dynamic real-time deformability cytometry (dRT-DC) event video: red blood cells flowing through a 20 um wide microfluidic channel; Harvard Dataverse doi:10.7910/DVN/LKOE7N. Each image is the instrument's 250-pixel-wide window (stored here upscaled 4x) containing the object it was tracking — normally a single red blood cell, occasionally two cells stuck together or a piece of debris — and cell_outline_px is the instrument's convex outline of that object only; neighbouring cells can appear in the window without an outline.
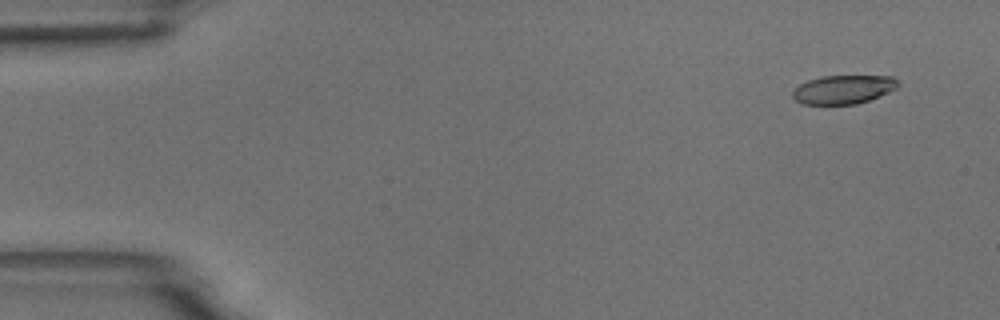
{"species": "common noctule bat (a hibernating species)", "species_latin": "Nyctalus noctula", "temperature_condition": "room temperature", "stored_images_in_passage": 7, "camera_frame_rate_fps": 3000, "um_per_image_px": 0.085, "animal": {"sex": "male", "body_mass_g": 18.8}, "frame": {"image": 1, "passage_image": 2, "time_ms": 0.333, "image_size_px": [1000, 320], "cell_outline_px": [[900, 84], [896, 88], [880, 96], [856, 104], [804, 104], [796, 100], [792, 96], [792, 92], [800, 84], [808, 80], [820, 76], [892, 76]], "centroid_in_image_um": [71.69, 7.6], "position_along_channel_um": 13.3, "area_um2": 17.51}}
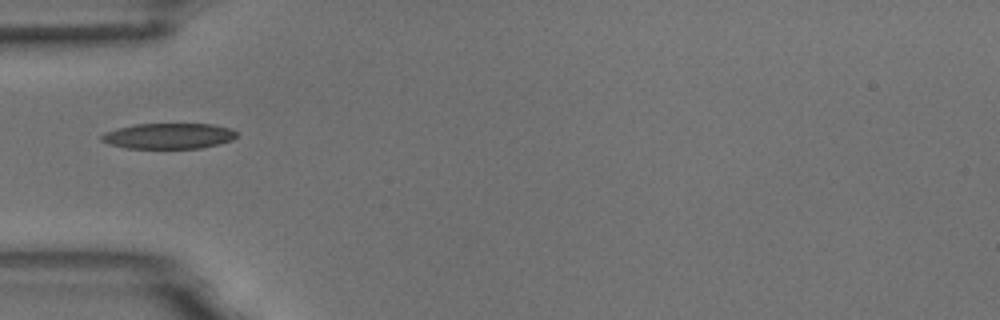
{"frame": {"image": 2, "passage_image": 6, "time_ms": 1.667, "image_size_px": [1000, 320], "cell_outline_px": [[236, 136], [232, 140], [200, 148], [124, 148], [108, 144], [100, 140], [100, 136], [104, 132], [116, 128], [136, 124], [212, 124], [232, 128], [236, 132]], "centroid_in_image_um": [14.29, 11.55], "position_along_channel_um": 70.7, "area_um2": 20.23}}